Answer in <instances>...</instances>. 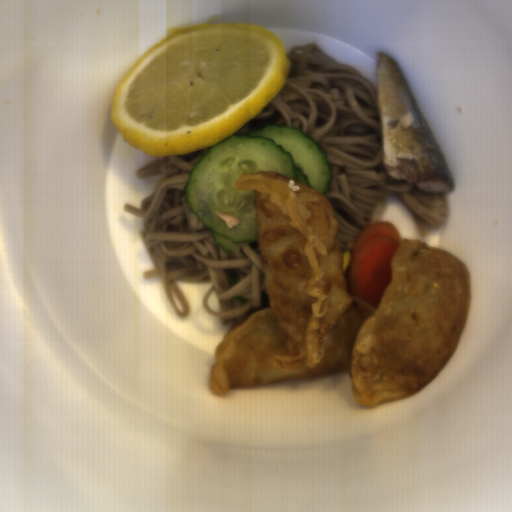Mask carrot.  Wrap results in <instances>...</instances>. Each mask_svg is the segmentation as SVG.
I'll return each instance as SVG.
<instances>
[{"label": "carrot", "mask_w": 512, "mask_h": 512, "mask_svg": "<svg viewBox=\"0 0 512 512\" xmlns=\"http://www.w3.org/2000/svg\"><path fill=\"white\" fill-rule=\"evenodd\" d=\"M402 242L401 232L390 222H370L363 227L344 274L351 298L377 306L391 283L393 260Z\"/></svg>", "instance_id": "1"}]
</instances>
